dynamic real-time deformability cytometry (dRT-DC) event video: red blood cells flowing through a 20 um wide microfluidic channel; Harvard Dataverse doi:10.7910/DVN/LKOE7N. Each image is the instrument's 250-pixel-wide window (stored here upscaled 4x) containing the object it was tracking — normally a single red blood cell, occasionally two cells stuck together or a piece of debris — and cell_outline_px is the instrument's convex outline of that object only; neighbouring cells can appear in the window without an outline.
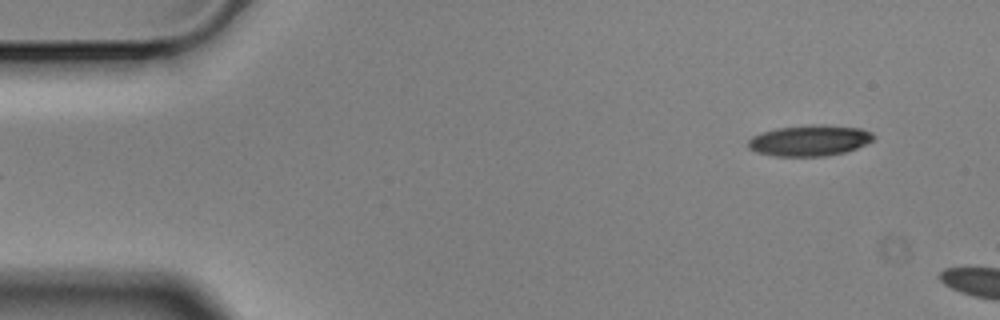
{"species": "Egyptian fruit bat (a non-hibernating species)", "species_latin": "Rousettus aegyptiacus", "temperature_condition": "cold", "stored_images_in_passage": 5, "camera_frame_rate_fps": 3000, "um_per_image_px": 0.085, "animal": {"sex": "male"}, "frame": {"image": 1, "passage_image": 5, "time_ms": 1.333, "image_size_px": [1000, 320], "cell_outline_px": [[876, 136], [872, 140], [856, 148], [844, 152], [828, 156], [772, 156], [756, 152], [748, 148], [748, 140], [752, 136], [776, 128], [860, 128], [872, 132]], "centroid_in_image_um": [68.76, 12.01], "position_along_channel_um": 16.2, "area_um2": 21.33}}